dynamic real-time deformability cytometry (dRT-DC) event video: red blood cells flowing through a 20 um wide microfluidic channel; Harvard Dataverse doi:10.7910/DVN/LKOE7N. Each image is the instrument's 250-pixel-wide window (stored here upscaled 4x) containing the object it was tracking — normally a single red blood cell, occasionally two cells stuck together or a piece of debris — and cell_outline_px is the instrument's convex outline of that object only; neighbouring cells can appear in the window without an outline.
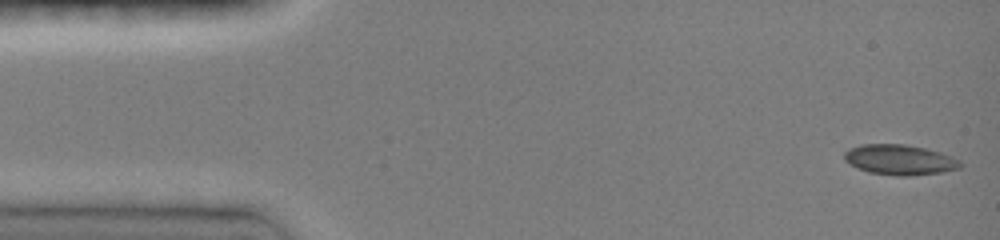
{"species": "common noctule bat (a hibernating species)", "species_latin": "Nyctalus noctula", "temperature_condition": "room temperature", "stored_images_in_passage": 9, "camera_frame_rate_fps": 3000, "um_per_image_px": 0.085, "animal": {"sex": "female", "body_mass_g": 19.0, "forearm_length_mm": 51.5}, "frame": {"image": 1, "passage_image": 1, "time_ms": 0.0, "image_size_px": [1000, 240], "cell_outline_px": [[964, 164], [960, 168], [940, 172], [908, 176], [896, 176], [868, 172], [844, 160], [844, 152], [848, 148], [860, 144], [904, 144], [924, 148], [940, 152], [960, 160]], "centroid_in_image_um": [76.47, 13.57], "position_along_channel_um": 8.5, "area_um2": 20.4}}
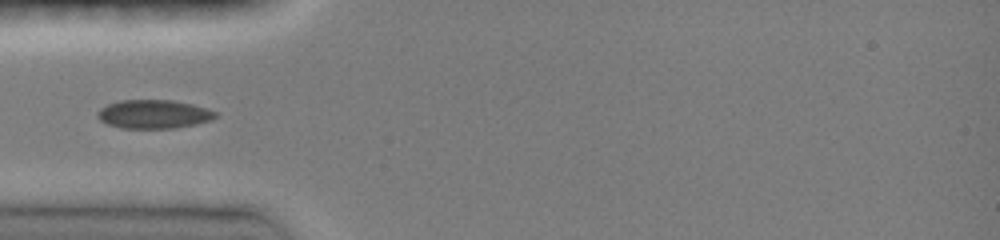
{"frame": {"image": 2, "passage_image": 6, "time_ms": 4.333, "image_size_px": [1000, 240], "cell_outline_px": [[216, 116], [212, 120], [196, 124], [176, 128], [120, 128], [108, 124], [100, 120], [96, 116], [96, 112], [100, 108], [108, 104], [120, 100], [172, 100], [192, 104], [208, 108], [216, 112]], "centroid_in_image_um": [13.06, 9.7], "position_along_channel_um": 71.9, "area_um2": 19.83}}
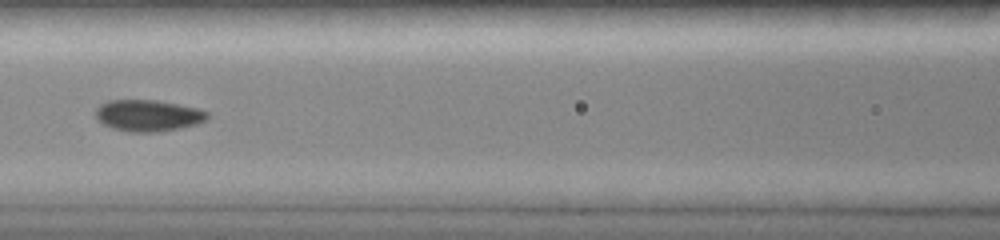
{"frame": {"image": 3, "passage_image": 8, "time_ms": 6.333, "image_size_px": [1000, 240], "cell_outline_px": [[208, 116], [204, 120], [196, 124], [180, 128], [160, 132], [132, 132], [112, 128], [96, 120], [96, 108], [100, 104], [108, 100], [156, 100], [196, 108], [208, 112]], "centroid_in_image_um": [12.54, 9.82], "position_along_channel_um": 154.1, "area_um2": 20.4}}